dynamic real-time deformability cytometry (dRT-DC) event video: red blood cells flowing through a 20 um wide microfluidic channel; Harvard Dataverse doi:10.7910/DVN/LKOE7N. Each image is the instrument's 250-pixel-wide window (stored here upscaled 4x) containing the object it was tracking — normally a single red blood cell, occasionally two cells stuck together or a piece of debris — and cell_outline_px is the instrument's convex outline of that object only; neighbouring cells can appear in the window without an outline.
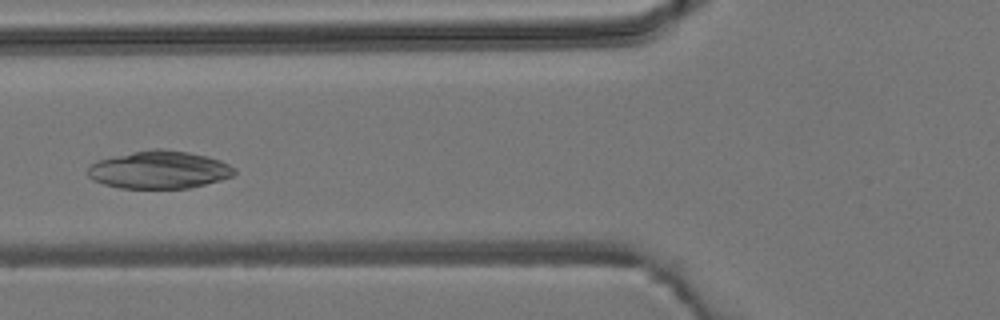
{"species": "common noctule bat (a hibernating species)", "species_latin": "Nyctalus noctula", "temperature_condition": "room temperature", "stored_images_in_passage": 5, "camera_frame_rate_fps": 3000, "um_per_image_px": 0.085, "animal": {"sex": "male", "body_mass_g": 19.2, "forearm_length_mm": 51.8}, "frame": {"image": 1, "passage_image": 5, "time_ms": 4.667, "image_size_px": [1000, 320], "cell_outline_px": [[236, 172], [232, 176], [220, 180], [188, 188], [120, 188], [104, 184], [92, 180], [88, 176], [88, 168], [96, 160], [132, 152], [152, 148], [160, 148], [188, 152], [208, 156], [220, 160], [236, 168]], "centroid_in_image_um": [13.53, 14.42], "position_along_channel_um": 112.3, "area_um2": 32.25}}